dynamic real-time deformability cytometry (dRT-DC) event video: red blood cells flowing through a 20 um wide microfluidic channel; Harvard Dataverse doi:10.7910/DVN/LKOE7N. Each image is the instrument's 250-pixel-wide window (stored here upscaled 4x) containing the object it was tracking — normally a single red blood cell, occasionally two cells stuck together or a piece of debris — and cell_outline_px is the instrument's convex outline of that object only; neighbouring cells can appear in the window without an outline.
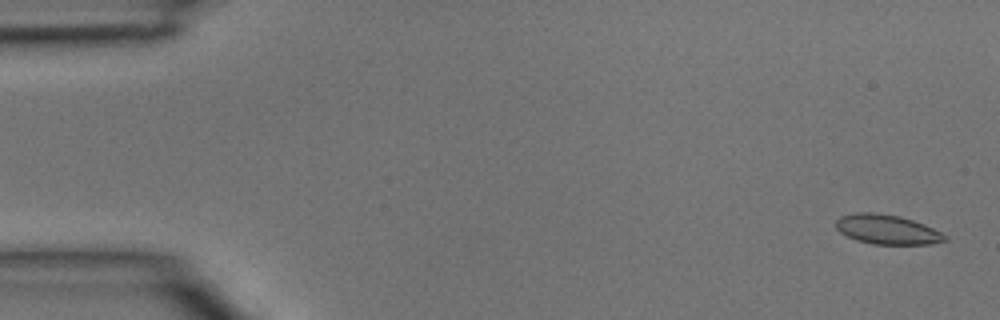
{"species": "common noctule bat (a hibernating species)", "species_latin": "Nyctalus noctula", "temperature_condition": "room temperature", "stored_images_in_passage": 44, "camera_frame_rate_fps": 3000, "um_per_image_px": 0.085, "animal": {"sex": "male", "body_mass_g": 15.6}, "frame": {"image": 1, "passage_image": 1, "time_ms": 0.0, "image_size_px": [1000, 320], "cell_outline_px": [[948, 240], [928, 244], [872, 244], [856, 240], [840, 232], [836, 228], [836, 220], [840, 216], [856, 212], [872, 212], [900, 216], [924, 224], [948, 236]], "centroid_in_image_um": [75.39, 19.5], "position_along_channel_um": 9.6, "area_um2": 18.73}}
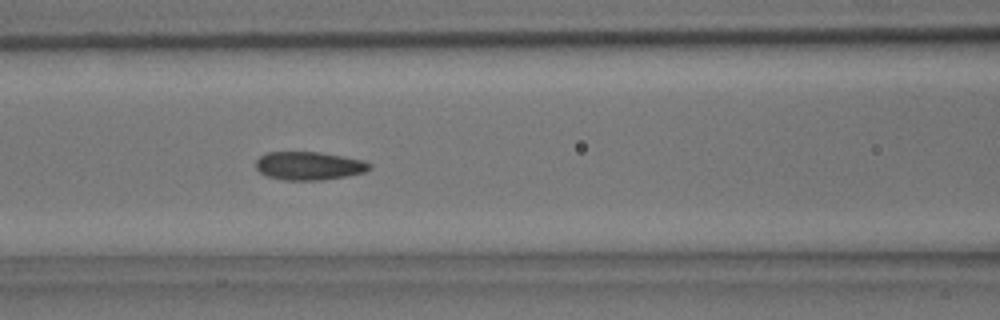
{"frame": {"image": 2, "passage_image": 18, "time_ms": 5.667, "image_size_px": [1000, 320], "cell_outline_px": [[372, 168], [364, 172], [344, 176], [320, 180], [284, 180], [268, 176], [260, 172], [256, 168], [256, 160], [260, 156], [268, 152], [320, 152], [364, 160], [372, 164]], "centroid_in_image_um": [26.27, 14.09], "position_along_channel_um": 140.3, "area_um2": 18.67}}
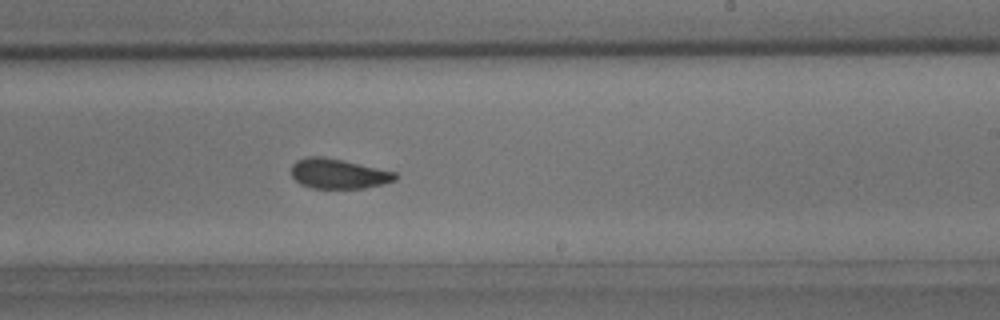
{"frame": {"image": 3, "passage_image": 26, "time_ms": 8.333, "image_size_px": [1000, 320], "cell_outline_px": [[400, 176], [396, 180], [384, 184], [364, 188], [312, 188], [300, 184], [292, 176], [292, 164], [296, 160], [308, 156], [324, 156], [396, 172]], "centroid_in_image_um": [28.78, 14.76], "position_along_channel_um": 260.2, "area_um2": 18.21}}